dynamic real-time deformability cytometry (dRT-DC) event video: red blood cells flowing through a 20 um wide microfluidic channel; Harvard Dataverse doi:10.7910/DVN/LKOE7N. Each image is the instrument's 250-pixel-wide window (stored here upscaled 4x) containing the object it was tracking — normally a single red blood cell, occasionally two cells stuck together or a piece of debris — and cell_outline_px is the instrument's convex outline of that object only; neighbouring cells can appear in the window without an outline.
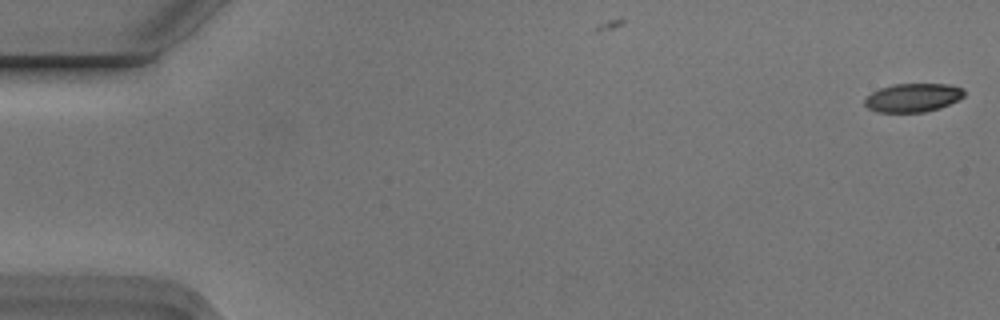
{"species": "Egyptian fruit bat (a non-hibernating species)", "species_latin": "Rousettus aegyptiacus", "temperature_condition": "cold", "stored_images_in_passage": 6, "camera_frame_rate_fps": 3000, "um_per_image_px": 0.085, "animal": {"sex": "male"}, "frame": {"image": 1, "passage_image": 1, "time_ms": 0.0, "image_size_px": [1000, 320], "cell_outline_px": [[964, 96], [960, 100], [940, 108], [924, 112], [876, 112], [868, 108], [864, 104], [864, 100], [872, 92], [880, 88], [892, 84], [948, 84], [964, 88]], "centroid_in_image_um": [77.62, 8.3], "position_along_channel_um": 7.4, "area_um2": 16.7}}
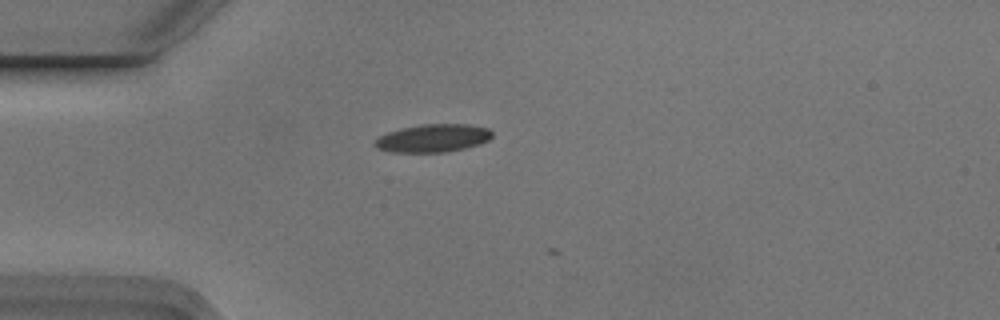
{"frame": {"image": 2, "passage_image": 5, "time_ms": 1.333, "image_size_px": [1000, 320], "cell_outline_px": [[492, 136], [488, 140], [480, 144], [464, 148], [444, 152], [392, 152], [376, 148], [372, 144], [380, 136], [388, 132], [420, 124], [468, 124], [488, 128], [492, 132]], "centroid_in_image_um": [36.8, 11.74], "position_along_channel_um": 48.2, "area_um2": 19.02}}